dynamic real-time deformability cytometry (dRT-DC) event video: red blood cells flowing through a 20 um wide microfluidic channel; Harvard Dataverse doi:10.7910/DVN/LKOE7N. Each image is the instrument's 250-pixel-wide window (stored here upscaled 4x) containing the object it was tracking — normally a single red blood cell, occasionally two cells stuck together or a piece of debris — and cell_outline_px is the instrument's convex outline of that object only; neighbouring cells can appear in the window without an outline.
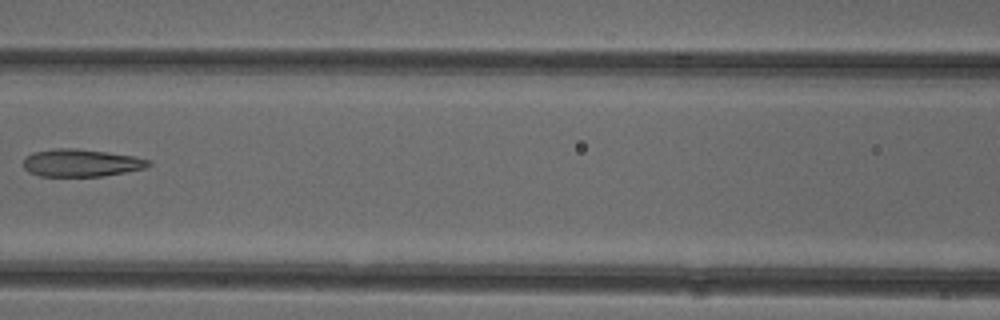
{"species": "common noctule bat (a hibernating species)", "species_latin": "Nyctalus noctula", "temperature_condition": "cold", "stored_images_in_passage": 7, "camera_frame_rate_fps": 3000, "um_per_image_px": 0.085, "animal": {"sex": "female"}, "frame": {"image": 1, "passage_image": 7, "time_ms": 2.0, "image_size_px": [1000, 320], "cell_outline_px": [[152, 164], [144, 168], [124, 172], [100, 176], [40, 176], [28, 172], [24, 168], [24, 156], [32, 152], [56, 148], [72, 148], [108, 152], [132, 156], [152, 160]], "centroid_in_image_um": [6.86, 13.84], "position_along_channel_um": 159.7, "area_um2": 20.06}}